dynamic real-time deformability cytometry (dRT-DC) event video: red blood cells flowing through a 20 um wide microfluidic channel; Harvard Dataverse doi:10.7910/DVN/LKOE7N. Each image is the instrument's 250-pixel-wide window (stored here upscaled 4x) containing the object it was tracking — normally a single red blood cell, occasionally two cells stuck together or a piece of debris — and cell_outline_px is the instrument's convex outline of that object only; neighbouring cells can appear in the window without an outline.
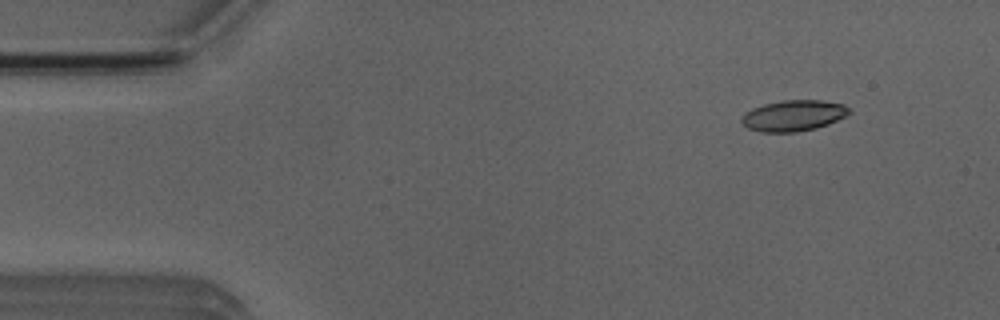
{"species": "Egyptian fruit bat (a non-hibernating species)", "species_latin": "Rousettus aegyptiacus", "temperature_condition": "room temperature", "stored_images_in_passage": 6, "camera_frame_rate_fps": 3000, "um_per_image_px": 0.085, "animal": {"sex": "male"}, "frame": {"image": 1, "passage_image": 1, "time_ms": 0.0, "image_size_px": [1000, 320], "cell_outline_px": [[852, 112], [828, 124], [816, 128], [796, 132], [760, 132], [748, 128], [740, 120], [752, 108], [764, 104], [784, 100], [820, 100], [844, 104], [852, 108]], "centroid_in_image_um": [67.49, 9.82], "position_along_channel_um": 17.5, "area_um2": 19.31}}
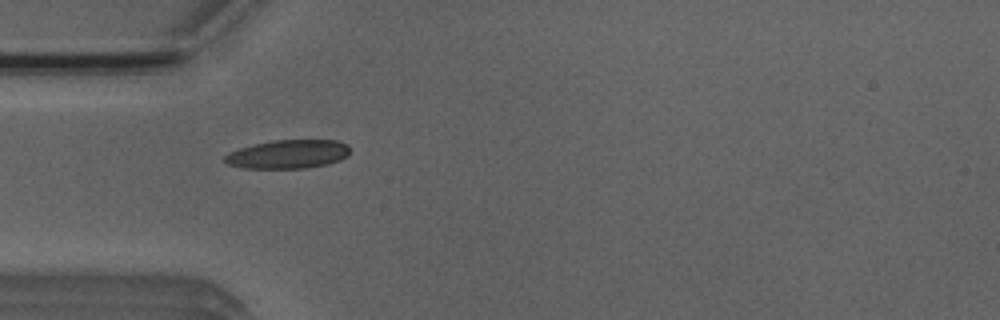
{"frame": {"image": 2, "passage_image": 4, "time_ms": 3.333, "image_size_px": [1000, 320], "cell_outline_px": [[348, 156], [340, 160], [328, 164], [304, 168], [244, 168], [228, 164], [224, 160], [224, 156], [228, 152], [240, 148], [272, 140], [336, 140], [348, 144]], "centroid_in_image_um": [24.49, 13.1], "position_along_channel_um": 60.5, "area_um2": 20.87}}